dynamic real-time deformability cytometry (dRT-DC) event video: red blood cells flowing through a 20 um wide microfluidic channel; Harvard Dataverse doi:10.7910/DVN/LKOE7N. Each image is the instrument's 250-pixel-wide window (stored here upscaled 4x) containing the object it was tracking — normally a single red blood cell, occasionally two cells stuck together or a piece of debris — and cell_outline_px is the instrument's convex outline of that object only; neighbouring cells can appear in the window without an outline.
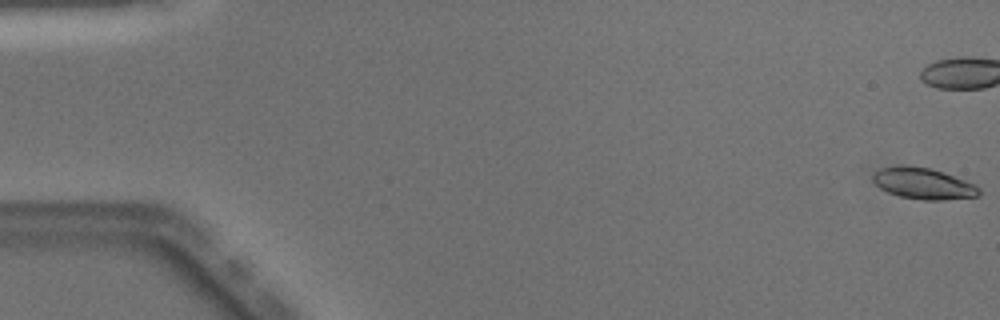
{"species": "Egyptian fruit bat (a non-hibernating species)", "species_latin": "Rousettus aegyptiacus", "temperature_condition": "warm", "stored_images_in_passage": 50, "camera_frame_rate_fps": 3000, "um_per_image_px": 0.085, "animal": {"sex": "male"}, "frame": {"image": 1, "passage_image": 1, "time_ms": 0.0, "image_size_px": [1000, 320], "cell_outline_px": [[980, 196], [944, 200], [924, 200], [900, 196], [888, 192], [880, 188], [872, 180], [872, 176], [880, 168], [900, 164], [908, 164], [928, 168], [944, 172], [976, 184], [980, 188]], "centroid_in_image_um": [78.49, 15.58], "position_along_channel_um": 6.5, "area_um2": 19.59}, "authors_computed_cell_mechanics": {"area_um2": 20.519, "velocity_mm_per_s": 4.0746, "shape_relaxation_time_tau1_ms": 5.1475, "shape_relaxation_time_tau2_ms": 1.6065, "deformation_change_tau1": 0.1773, "deformation_change_tau2": 0.0701}}